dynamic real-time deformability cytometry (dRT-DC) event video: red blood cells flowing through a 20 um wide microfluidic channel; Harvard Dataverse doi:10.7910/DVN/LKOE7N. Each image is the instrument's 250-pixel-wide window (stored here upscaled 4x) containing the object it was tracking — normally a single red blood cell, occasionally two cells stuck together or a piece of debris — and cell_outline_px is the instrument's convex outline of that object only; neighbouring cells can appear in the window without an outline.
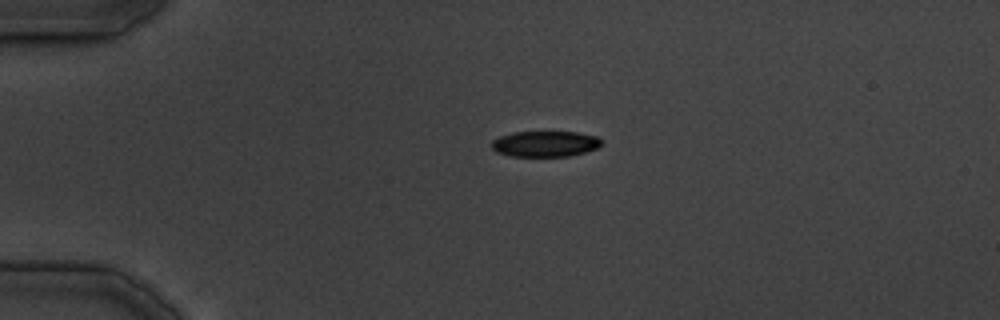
{"species": "common noctule bat (a hibernating species)", "species_latin": "Nyctalus noctula", "temperature_condition": "cold", "stored_images_in_passage": 8, "camera_frame_rate_fps": 3000, "um_per_image_px": 0.085, "animal": {"sex": "male", "body_mass_g": 19.5, "forearm_length_mm": 54.6}, "frame": {"image": 1, "passage_image": 1, "time_ms": 0.0, "image_size_px": [1000, 320], "cell_outline_px": [[600, 144], [596, 148], [584, 152], [568, 156], [508, 156], [496, 152], [492, 148], [492, 140], [500, 136], [512, 132], [576, 132], [596, 136], [600, 140]], "centroid_in_image_um": [46.28, 12.22], "position_along_channel_um": 38.7, "area_um2": 16.36}}
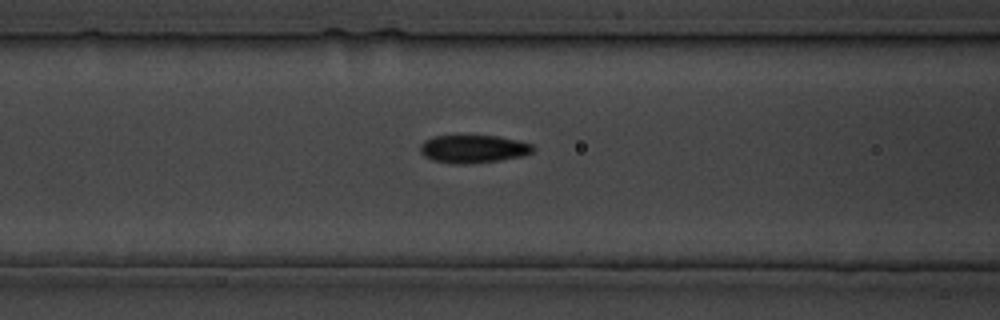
{"frame": {"image": 2, "passage_image": 7, "time_ms": 8.667, "image_size_px": [1000, 320], "cell_outline_px": [[536, 148], [532, 152], [520, 156], [500, 160], [464, 164], [456, 164], [432, 160], [424, 156], [420, 152], [420, 144], [424, 140], [432, 136], [496, 136], [516, 140], [532, 144]], "centroid_in_image_um": [40.19, 12.66], "position_along_channel_um": 126.4, "area_um2": 18.26}}